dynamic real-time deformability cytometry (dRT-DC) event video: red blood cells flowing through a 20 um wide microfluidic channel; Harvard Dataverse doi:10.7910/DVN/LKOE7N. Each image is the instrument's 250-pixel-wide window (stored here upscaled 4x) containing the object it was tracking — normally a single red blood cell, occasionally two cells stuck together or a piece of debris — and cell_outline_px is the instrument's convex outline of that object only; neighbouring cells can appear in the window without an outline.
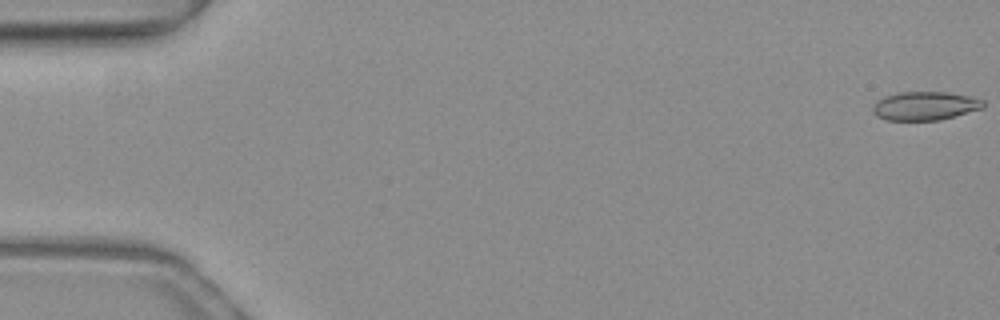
{"species": "common noctule bat (a hibernating species)", "species_latin": "Nyctalus noctula", "temperature_condition": "warm", "stored_images_in_passage": 53, "camera_frame_rate_fps": 3000, "um_per_image_px": 0.085, "animal": {"sex": "female", "body_mass_g": 19.3, "forearm_length_mm": 54.1}, "frame": {"image": 1, "passage_image": 1, "time_ms": 0.0, "image_size_px": [1000, 320], "cell_outline_px": [[984, 108], [940, 120], [884, 120], [876, 116], [872, 112], [872, 104], [876, 100], [884, 96], [900, 92], [948, 92], [968, 96], [984, 100]], "centroid_in_image_um": [78.58, 9.0], "position_along_channel_um": 6.4, "area_um2": 18.61}}
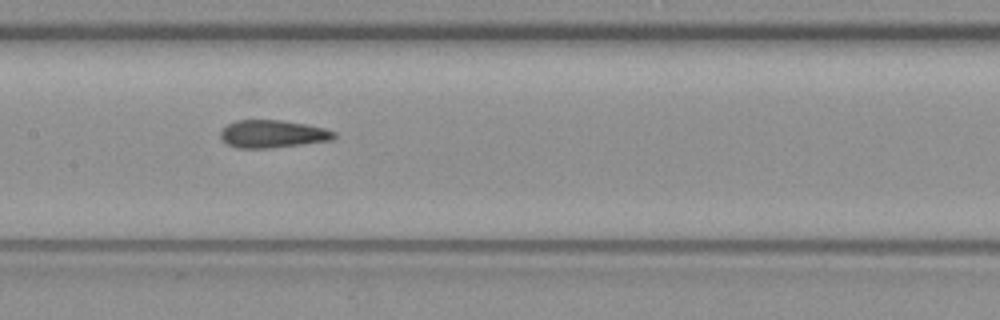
{"frame": {"image": 2, "passage_image": 26, "time_ms": 8.333, "image_size_px": [1000, 320], "cell_outline_px": [[336, 136], [332, 140], [272, 148], [236, 148], [228, 144], [220, 136], [220, 132], [228, 124], [236, 120], [280, 120], [304, 124], [324, 128], [336, 132]], "centroid_in_image_um": [23.17, 11.39], "position_along_channel_um": 184.2, "area_um2": 18.21}}
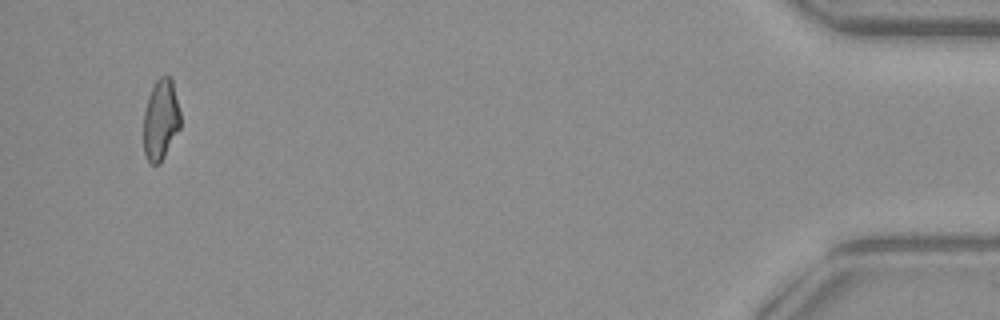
{"frame": {"image": 3, "passage_image": 50, "time_ms": 16.333, "image_size_px": [1000, 320], "cell_outline_px": [[180, 128], [160, 164], [148, 164], [144, 152], [144, 112], [148, 96], [156, 80], [160, 76], [168, 76], [172, 80], [180, 112]], "centroid_in_image_um": [13.65, 10.21], "position_along_channel_um": 421.5, "area_um2": 17.34}}